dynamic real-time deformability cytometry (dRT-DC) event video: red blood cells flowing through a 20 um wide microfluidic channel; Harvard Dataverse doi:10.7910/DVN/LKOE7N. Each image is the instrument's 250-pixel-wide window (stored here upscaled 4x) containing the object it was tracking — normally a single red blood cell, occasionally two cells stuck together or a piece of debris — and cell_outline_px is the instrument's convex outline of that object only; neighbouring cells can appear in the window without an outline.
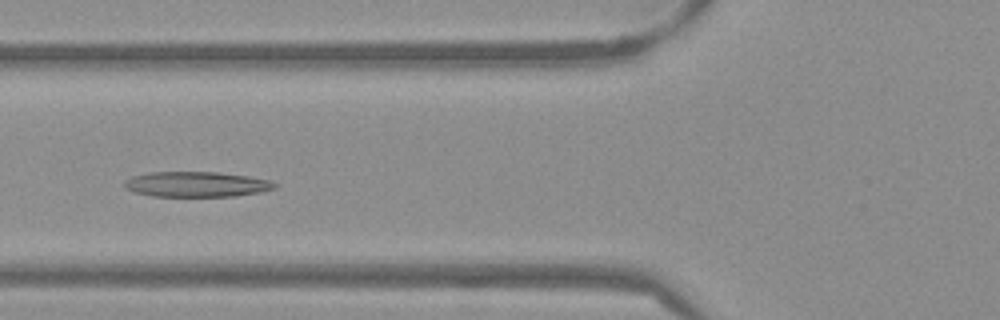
{"species": "Egyptian fruit bat (a non-hibernating species)", "species_latin": "Rousettus aegyptiacus", "temperature_condition": "warm", "stored_images_in_passage": 53, "camera_frame_rate_fps": 3000, "um_per_image_px": 0.085, "frame": {"image": 1, "passage_image": 19, "time_ms": 6.0, "image_size_px": [1000, 320], "cell_outline_px": [[280, 184], [276, 188], [260, 192], [236, 196], [152, 196], [136, 192], [124, 188], [124, 180], [132, 176], [148, 172], [216, 172], [248, 176], [268, 180]], "centroid_in_image_um": [16.7, 15.66], "position_along_channel_um": 109.1, "area_um2": 22.2}}
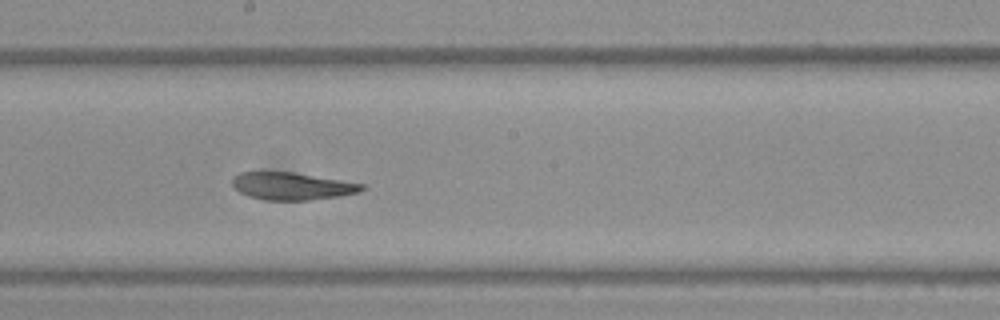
{"frame": {"image": 2, "passage_image": 28, "time_ms": 9.0, "image_size_px": [1000, 320], "cell_outline_px": [[364, 188], [360, 192], [340, 196], [308, 200], [264, 200], [248, 196], [240, 192], [232, 184], [232, 176], [240, 172], [292, 172], [364, 184]], "centroid_in_image_um": [24.79, 15.82], "position_along_channel_um": 223.4, "area_um2": 20.58}}
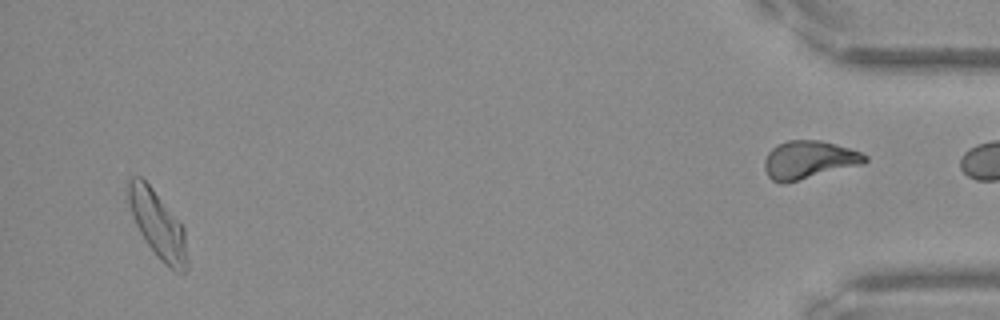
{"frame": {"image": 3, "passage_image": 50, "time_ms": 16.333, "image_size_px": [1000, 320], "cell_outline_px": [[188, 268], [184, 272], [176, 272], [164, 264], [160, 260], [148, 244], [140, 232], [132, 216], [128, 204], [128, 180], [132, 176], [140, 176], [152, 188], [184, 228], [188, 260]], "centroid_in_image_um": [13.41, 19.12], "position_along_channel_um": 421.8, "area_um2": 22.72}, "authors_computed_cell_mechanics": {"area_um2": 22.1952, "velocity_mm_per_s": 3.8052, "shape_relaxation_time_tau1_ms": null, "shape_relaxation_time_tau2_ms": 4.159, "deformation_change_tau1": null, "deformation_change_tau2": 0.1434}}